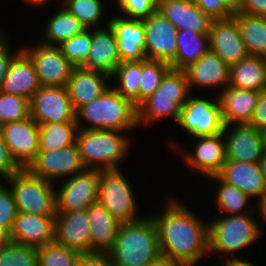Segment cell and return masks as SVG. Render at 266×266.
Masks as SVG:
<instances>
[{
    "label": "cell",
    "instance_id": "6da1fadb",
    "mask_svg": "<svg viewBox=\"0 0 266 266\" xmlns=\"http://www.w3.org/2000/svg\"><path fill=\"white\" fill-rule=\"evenodd\" d=\"M151 216L157 227L161 255L182 266H196L209 255V222H203L175 198Z\"/></svg>",
    "mask_w": 266,
    "mask_h": 266
},
{
    "label": "cell",
    "instance_id": "7a4b0ae2",
    "mask_svg": "<svg viewBox=\"0 0 266 266\" xmlns=\"http://www.w3.org/2000/svg\"><path fill=\"white\" fill-rule=\"evenodd\" d=\"M114 266H146L161 255L152 217L121 223L113 247L107 252Z\"/></svg>",
    "mask_w": 266,
    "mask_h": 266
},
{
    "label": "cell",
    "instance_id": "3957f363",
    "mask_svg": "<svg viewBox=\"0 0 266 266\" xmlns=\"http://www.w3.org/2000/svg\"><path fill=\"white\" fill-rule=\"evenodd\" d=\"M89 123L81 125L82 121ZM78 129L132 131L138 127L137 107L113 87L75 111Z\"/></svg>",
    "mask_w": 266,
    "mask_h": 266
},
{
    "label": "cell",
    "instance_id": "277c9868",
    "mask_svg": "<svg viewBox=\"0 0 266 266\" xmlns=\"http://www.w3.org/2000/svg\"><path fill=\"white\" fill-rule=\"evenodd\" d=\"M125 133L127 132L78 129L76 145L86 169H119V163L131 149L132 142Z\"/></svg>",
    "mask_w": 266,
    "mask_h": 266
},
{
    "label": "cell",
    "instance_id": "5b68a950",
    "mask_svg": "<svg viewBox=\"0 0 266 266\" xmlns=\"http://www.w3.org/2000/svg\"><path fill=\"white\" fill-rule=\"evenodd\" d=\"M190 92L185 71L170 68L158 89L137 107L138 126L170 117L177 123Z\"/></svg>",
    "mask_w": 266,
    "mask_h": 266
},
{
    "label": "cell",
    "instance_id": "8992f818",
    "mask_svg": "<svg viewBox=\"0 0 266 266\" xmlns=\"http://www.w3.org/2000/svg\"><path fill=\"white\" fill-rule=\"evenodd\" d=\"M209 253L220 252L226 255L234 253L247 247L253 241L259 239L262 234V228L258 226L257 218L252 213L220 215L209 223ZM259 236V237H258Z\"/></svg>",
    "mask_w": 266,
    "mask_h": 266
},
{
    "label": "cell",
    "instance_id": "52a82bcc",
    "mask_svg": "<svg viewBox=\"0 0 266 266\" xmlns=\"http://www.w3.org/2000/svg\"><path fill=\"white\" fill-rule=\"evenodd\" d=\"M6 181L13 192L18 212L56 216L54 183L32 174L27 168H20Z\"/></svg>",
    "mask_w": 266,
    "mask_h": 266
},
{
    "label": "cell",
    "instance_id": "ba28073f",
    "mask_svg": "<svg viewBox=\"0 0 266 266\" xmlns=\"http://www.w3.org/2000/svg\"><path fill=\"white\" fill-rule=\"evenodd\" d=\"M131 185L120 168L100 171L98 201L121 223L141 219Z\"/></svg>",
    "mask_w": 266,
    "mask_h": 266
},
{
    "label": "cell",
    "instance_id": "9c48e42d",
    "mask_svg": "<svg viewBox=\"0 0 266 266\" xmlns=\"http://www.w3.org/2000/svg\"><path fill=\"white\" fill-rule=\"evenodd\" d=\"M177 124L194 138L222 134L225 124L218 95L215 101L189 96L181 109Z\"/></svg>",
    "mask_w": 266,
    "mask_h": 266
},
{
    "label": "cell",
    "instance_id": "30bf717a",
    "mask_svg": "<svg viewBox=\"0 0 266 266\" xmlns=\"http://www.w3.org/2000/svg\"><path fill=\"white\" fill-rule=\"evenodd\" d=\"M100 171L85 169L63 180L56 191V211L71 212L87 209L98 201Z\"/></svg>",
    "mask_w": 266,
    "mask_h": 266
},
{
    "label": "cell",
    "instance_id": "8fae6325",
    "mask_svg": "<svg viewBox=\"0 0 266 266\" xmlns=\"http://www.w3.org/2000/svg\"><path fill=\"white\" fill-rule=\"evenodd\" d=\"M34 64L41 86L66 87L75 66L69 62L57 46L42 43L21 47Z\"/></svg>",
    "mask_w": 266,
    "mask_h": 266
},
{
    "label": "cell",
    "instance_id": "7c38bea8",
    "mask_svg": "<svg viewBox=\"0 0 266 266\" xmlns=\"http://www.w3.org/2000/svg\"><path fill=\"white\" fill-rule=\"evenodd\" d=\"M30 116L40 125L75 122V110L66 87L41 86L29 101Z\"/></svg>",
    "mask_w": 266,
    "mask_h": 266
},
{
    "label": "cell",
    "instance_id": "4fadbf2b",
    "mask_svg": "<svg viewBox=\"0 0 266 266\" xmlns=\"http://www.w3.org/2000/svg\"><path fill=\"white\" fill-rule=\"evenodd\" d=\"M27 169L34 175L52 182L68 178L86 169L75 144L48 152H38Z\"/></svg>",
    "mask_w": 266,
    "mask_h": 266
},
{
    "label": "cell",
    "instance_id": "5bb4252c",
    "mask_svg": "<svg viewBox=\"0 0 266 266\" xmlns=\"http://www.w3.org/2000/svg\"><path fill=\"white\" fill-rule=\"evenodd\" d=\"M0 129L13 160L20 168H27L39 152V124L29 116Z\"/></svg>",
    "mask_w": 266,
    "mask_h": 266
},
{
    "label": "cell",
    "instance_id": "9a60e30c",
    "mask_svg": "<svg viewBox=\"0 0 266 266\" xmlns=\"http://www.w3.org/2000/svg\"><path fill=\"white\" fill-rule=\"evenodd\" d=\"M142 21L146 36V58L171 64L177 54V28L158 10Z\"/></svg>",
    "mask_w": 266,
    "mask_h": 266
},
{
    "label": "cell",
    "instance_id": "2e32d148",
    "mask_svg": "<svg viewBox=\"0 0 266 266\" xmlns=\"http://www.w3.org/2000/svg\"><path fill=\"white\" fill-rule=\"evenodd\" d=\"M224 125L226 159L258 164L265 152L259 129L248 123ZM231 129V130H229Z\"/></svg>",
    "mask_w": 266,
    "mask_h": 266
},
{
    "label": "cell",
    "instance_id": "e0dca14e",
    "mask_svg": "<svg viewBox=\"0 0 266 266\" xmlns=\"http://www.w3.org/2000/svg\"><path fill=\"white\" fill-rule=\"evenodd\" d=\"M197 140V141H196ZM192 152L182 150L181 158L192 171L204 174V177L217 175L223 168L226 159L223 134L195 137Z\"/></svg>",
    "mask_w": 266,
    "mask_h": 266
},
{
    "label": "cell",
    "instance_id": "ac0fdd59",
    "mask_svg": "<svg viewBox=\"0 0 266 266\" xmlns=\"http://www.w3.org/2000/svg\"><path fill=\"white\" fill-rule=\"evenodd\" d=\"M209 50L229 66L249 56L236 19L213 20L209 31Z\"/></svg>",
    "mask_w": 266,
    "mask_h": 266
},
{
    "label": "cell",
    "instance_id": "d6986e66",
    "mask_svg": "<svg viewBox=\"0 0 266 266\" xmlns=\"http://www.w3.org/2000/svg\"><path fill=\"white\" fill-rule=\"evenodd\" d=\"M54 241L81 254H90L91 239L87 209L57 212Z\"/></svg>",
    "mask_w": 266,
    "mask_h": 266
},
{
    "label": "cell",
    "instance_id": "ffe728a7",
    "mask_svg": "<svg viewBox=\"0 0 266 266\" xmlns=\"http://www.w3.org/2000/svg\"><path fill=\"white\" fill-rule=\"evenodd\" d=\"M105 23H107L106 27L91 29V48L88 57L80 67L111 76L121 59L118 54L115 32L109 25V20Z\"/></svg>",
    "mask_w": 266,
    "mask_h": 266
},
{
    "label": "cell",
    "instance_id": "44dd1931",
    "mask_svg": "<svg viewBox=\"0 0 266 266\" xmlns=\"http://www.w3.org/2000/svg\"><path fill=\"white\" fill-rule=\"evenodd\" d=\"M55 216L18 212L9 234L10 242L40 248L54 242Z\"/></svg>",
    "mask_w": 266,
    "mask_h": 266
},
{
    "label": "cell",
    "instance_id": "7402d4cb",
    "mask_svg": "<svg viewBox=\"0 0 266 266\" xmlns=\"http://www.w3.org/2000/svg\"><path fill=\"white\" fill-rule=\"evenodd\" d=\"M109 25L115 32L121 62L146 60V36L143 21L120 16L110 17Z\"/></svg>",
    "mask_w": 266,
    "mask_h": 266
},
{
    "label": "cell",
    "instance_id": "603a6c76",
    "mask_svg": "<svg viewBox=\"0 0 266 266\" xmlns=\"http://www.w3.org/2000/svg\"><path fill=\"white\" fill-rule=\"evenodd\" d=\"M157 10L177 30H190L198 34H209L213 20L191 0H158Z\"/></svg>",
    "mask_w": 266,
    "mask_h": 266
},
{
    "label": "cell",
    "instance_id": "cb8c5ba5",
    "mask_svg": "<svg viewBox=\"0 0 266 266\" xmlns=\"http://www.w3.org/2000/svg\"><path fill=\"white\" fill-rule=\"evenodd\" d=\"M190 90L193 87L221 89L223 91L229 84L230 66L218 55L208 50L196 63L184 70ZM193 86V87H192Z\"/></svg>",
    "mask_w": 266,
    "mask_h": 266
},
{
    "label": "cell",
    "instance_id": "d4e9b609",
    "mask_svg": "<svg viewBox=\"0 0 266 266\" xmlns=\"http://www.w3.org/2000/svg\"><path fill=\"white\" fill-rule=\"evenodd\" d=\"M108 79L111 76L106 73L75 67L66 85L74 110L101 96L110 86Z\"/></svg>",
    "mask_w": 266,
    "mask_h": 266
},
{
    "label": "cell",
    "instance_id": "484cf974",
    "mask_svg": "<svg viewBox=\"0 0 266 266\" xmlns=\"http://www.w3.org/2000/svg\"><path fill=\"white\" fill-rule=\"evenodd\" d=\"M249 197H258L257 204L266 194V186L259 165L255 163L226 160L222 170L217 174Z\"/></svg>",
    "mask_w": 266,
    "mask_h": 266
},
{
    "label": "cell",
    "instance_id": "4316f807",
    "mask_svg": "<svg viewBox=\"0 0 266 266\" xmlns=\"http://www.w3.org/2000/svg\"><path fill=\"white\" fill-rule=\"evenodd\" d=\"M40 87L33 62L21 50L13 58L0 91L15 94L30 101Z\"/></svg>",
    "mask_w": 266,
    "mask_h": 266
},
{
    "label": "cell",
    "instance_id": "83f0119b",
    "mask_svg": "<svg viewBox=\"0 0 266 266\" xmlns=\"http://www.w3.org/2000/svg\"><path fill=\"white\" fill-rule=\"evenodd\" d=\"M260 92L227 86L218 93L225 125L249 123Z\"/></svg>",
    "mask_w": 266,
    "mask_h": 266
},
{
    "label": "cell",
    "instance_id": "f1b7e54d",
    "mask_svg": "<svg viewBox=\"0 0 266 266\" xmlns=\"http://www.w3.org/2000/svg\"><path fill=\"white\" fill-rule=\"evenodd\" d=\"M90 226L91 253H107L114 245L121 224L99 202L87 208Z\"/></svg>",
    "mask_w": 266,
    "mask_h": 266
},
{
    "label": "cell",
    "instance_id": "f546056e",
    "mask_svg": "<svg viewBox=\"0 0 266 266\" xmlns=\"http://www.w3.org/2000/svg\"><path fill=\"white\" fill-rule=\"evenodd\" d=\"M228 86L242 90H266V58L252 56L230 66Z\"/></svg>",
    "mask_w": 266,
    "mask_h": 266
},
{
    "label": "cell",
    "instance_id": "4dcf8cb0",
    "mask_svg": "<svg viewBox=\"0 0 266 266\" xmlns=\"http://www.w3.org/2000/svg\"><path fill=\"white\" fill-rule=\"evenodd\" d=\"M177 54L170 64L176 70H185L209 50V35L190 30H178L176 36Z\"/></svg>",
    "mask_w": 266,
    "mask_h": 266
},
{
    "label": "cell",
    "instance_id": "1f68e13d",
    "mask_svg": "<svg viewBox=\"0 0 266 266\" xmlns=\"http://www.w3.org/2000/svg\"><path fill=\"white\" fill-rule=\"evenodd\" d=\"M233 17L249 55L266 58V17L245 15L241 12Z\"/></svg>",
    "mask_w": 266,
    "mask_h": 266
},
{
    "label": "cell",
    "instance_id": "d6a6232c",
    "mask_svg": "<svg viewBox=\"0 0 266 266\" xmlns=\"http://www.w3.org/2000/svg\"><path fill=\"white\" fill-rule=\"evenodd\" d=\"M47 21L46 29L44 30V40L40 43L48 46H59L64 41L72 38L76 34L81 33L86 28L64 7L57 10L56 13Z\"/></svg>",
    "mask_w": 266,
    "mask_h": 266
},
{
    "label": "cell",
    "instance_id": "836d02e7",
    "mask_svg": "<svg viewBox=\"0 0 266 266\" xmlns=\"http://www.w3.org/2000/svg\"><path fill=\"white\" fill-rule=\"evenodd\" d=\"M76 122H52L39 125V152H48L76 143Z\"/></svg>",
    "mask_w": 266,
    "mask_h": 266
},
{
    "label": "cell",
    "instance_id": "e575fe53",
    "mask_svg": "<svg viewBox=\"0 0 266 266\" xmlns=\"http://www.w3.org/2000/svg\"><path fill=\"white\" fill-rule=\"evenodd\" d=\"M142 61L120 62L112 79L118 80V87H113L123 97L130 99L136 107L140 105V84Z\"/></svg>",
    "mask_w": 266,
    "mask_h": 266
},
{
    "label": "cell",
    "instance_id": "d590c367",
    "mask_svg": "<svg viewBox=\"0 0 266 266\" xmlns=\"http://www.w3.org/2000/svg\"><path fill=\"white\" fill-rule=\"evenodd\" d=\"M207 178L211 181H217L218 184L220 183L216 187V193H214L216 194L215 203L216 206L221 209L220 211H224V215L247 214L252 212V208H248L250 211L247 212L246 204L250 197L245 195L244 192L237 187L224 182L218 175L209 176ZM244 207L246 208V212L242 210Z\"/></svg>",
    "mask_w": 266,
    "mask_h": 266
},
{
    "label": "cell",
    "instance_id": "8d00e7d4",
    "mask_svg": "<svg viewBox=\"0 0 266 266\" xmlns=\"http://www.w3.org/2000/svg\"><path fill=\"white\" fill-rule=\"evenodd\" d=\"M103 0H61L70 14L74 15L86 29L100 28L104 13ZM104 12V13H103ZM103 18V19H102Z\"/></svg>",
    "mask_w": 266,
    "mask_h": 266
},
{
    "label": "cell",
    "instance_id": "74e56055",
    "mask_svg": "<svg viewBox=\"0 0 266 266\" xmlns=\"http://www.w3.org/2000/svg\"><path fill=\"white\" fill-rule=\"evenodd\" d=\"M80 256L78 251L54 241L38 248V266H76Z\"/></svg>",
    "mask_w": 266,
    "mask_h": 266
},
{
    "label": "cell",
    "instance_id": "f35d334b",
    "mask_svg": "<svg viewBox=\"0 0 266 266\" xmlns=\"http://www.w3.org/2000/svg\"><path fill=\"white\" fill-rule=\"evenodd\" d=\"M170 68V64L163 61L142 60L140 104L158 89L162 78Z\"/></svg>",
    "mask_w": 266,
    "mask_h": 266
},
{
    "label": "cell",
    "instance_id": "ab89813d",
    "mask_svg": "<svg viewBox=\"0 0 266 266\" xmlns=\"http://www.w3.org/2000/svg\"><path fill=\"white\" fill-rule=\"evenodd\" d=\"M0 266H38V248L10 242L0 247Z\"/></svg>",
    "mask_w": 266,
    "mask_h": 266
},
{
    "label": "cell",
    "instance_id": "60d3db41",
    "mask_svg": "<svg viewBox=\"0 0 266 266\" xmlns=\"http://www.w3.org/2000/svg\"><path fill=\"white\" fill-rule=\"evenodd\" d=\"M30 116L29 100L0 91V126L23 121Z\"/></svg>",
    "mask_w": 266,
    "mask_h": 266
},
{
    "label": "cell",
    "instance_id": "b9f144b4",
    "mask_svg": "<svg viewBox=\"0 0 266 266\" xmlns=\"http://www.w3.org/2000/svg\"><path fill=\"white\" fill-rule=\"evenodd\" d=\"M66 59L80 67L88 57L91 48V29H85L58 46Z\"/></svg>",
    "mask_w": 266,
    "mask_h": 266
},
{
    "label": "cell",
    "instance_id": "7bdbcfd3",
    "mask_svg": "<svg viewBox=\"0 0 266 266\" xmlns=\"http://www.w3.org/2000/svg\"><path fill=\"white\" fill-rule=\"evenodd\" d=\"M116 3L119 12L128 19L148 18L158 8V0H116Z\"/></svg>",
    "mask_w": 266,
    "mask_h": 266
},
{
    "label": "cell",
    "instance_id": "ee69618b",
    "mask_svg": "<svg viewBox=\"0 0 266 266\" xmlns=\"http://www.w3.org/2000/svg\"><path fill=\"white\" fill-rule=\"evenodd\" d=\"M17 213L12 190L0 183V228L8 234L11 232Z\"/></svg>",
    "mask_w": 266,
    "mask_h": 266
},
{
    "label": "cell",
    "instance_id": "f6af8a7d",
    "mask_svg": "<svg viewBox=\"0 0 266 266\" xmlns=\"http://www.w3.org/2000/svg\"><path fill=\"white\" fill-rule=\"evenodd\" d=\"M212 20L227 19L233 14L223 5L222 0H191Z\"/></svg>",
    "mask_w": 266,
    "mask_h": 266
},
{
    "label": "cell",
    "instance_id": "bcb514c9",
    "mask_svg": "<svg viewBox=\"0 0 266 266\" xmlns=\"http://www.w3.org/2000/svg\"><path fill=\"white\" fill-rule=\"evenodd\" d=\"M19 169L20 167L10 155L8 146L4 141L0 129V176L6 180L15 174Z\"/></svg>",
    "mask_w": 266,
    "mask_h": 266
},
{
    "label": "cell",
    "instance_id": "7dc6e473",
    "mask_svg": "<svg viewBox=\"0 0 266 266\" xmlns=\"http://www.w3.org/2000/svg\"><path fill=\"white\" fill-rule=\"evenodd\" d=\"M4 32L0 33V90L3 85V81L5 79V76L8 72L9 66L13 60V58L22 50L20 48L18 51H15L13 53L11 49V46L8 43L7 37H5ZM5 37V38H4Z\"/></svg>",
    "mask_w": 266,
    "mask_h": 266
},
{
    "label": "cell",
    "instance_id": "c3c4849f",
    "mask_svg": "<svg viewBox=\"0 0 266 266\" xmlns=\"http://www.w3.org/2000/svg\"><path fill=\"white\" fill-rule=\"evenodd\" d=\"M248 124L259 130L266 127V90L260 92L258 102Z\"/></svg>",
    "mask_w": 266,
    "mask_h": 266
},
{
    "label": "cell",
    "instance_id": "681fc988",
    "mask_svg": "<svg viewBox=\"0 0 266 266\" xmlns=\"http://www.w3.org/2000/svg\"><path fill=\"white\" fill-rule=\"evenodd\" d=\"M76 266H114L108 253L81 254Z\"/></svg>",
    "mask_w": 266,
    "mask_h": 266
},
{
    "label": "cell",
    "instance_id": "f907efd6",
    "mask_svg": "<svg viewBox=\"0 0 266 266\" xmlns=\"http://www.w3.org/2000/svg\"><path fill=\"white\" fill-rule=\"evenodd\" d=\"M240 12L245 15L266 17V0H243Z\"/></svg>",
    "mask_w": 266,
    "mask_h": 266
},
{
    "label": "cell",
    "instance_id": "816d5d0a",
    "mask_svg": "<svg viewBox=\"0 0 266 266\" xmlns=\"http://www.w3.org/2000/svg\"><path fill=\"white\" fill-rule=\"evenodd\" d=\"M146 266H182V265L175 261H172L166 256L160 255Z\"/></svg>",
    "mask_w": 266,
    "mask_h": 266
},
{
    "label": "cell",
    "instance_id": "f5cc1de1",
    "mask_svg": "<svg viewBox=\"0 0 266 266\" xmlns=\"http://www.w3.org/2000/svg\"><path fill=\"white\" fill-rule=\"evenodd\" d=\"M223 5L234 15L236 13H239L243 0H222Z\"/></svg>",
    "mask_w": 266,
    "mask_h": 266
},
{
    "label": "cell",
    "instance_id": "db71d44e",
    "mask_svg": "<svg viewBox=\"0 0 266 266\" xmlns=\"http://www.w3.org/2000/svg\"><path fill=\"white\" fill-rule=\"evenodd\" d=\"M231 256L229 257V259L226 257L225 261L224 262L225 264L222 266H255L254 263H250L248 261H246V259L243 258H240L239 256L238 257H232L231 259ZM240 258V259H239ZM257 266V265H256Z\"/></svg>",
    "mask_w": 266,
    "mask_h": 266
},
{
    "label": "cell",
    "instance_id": "11a10c76",
    "mask_svg": "<svg viewBox=\"0 0 266 266\" xmlns=\"http://www.w3.org/2000/svg\"><path fill=\"white\" fill-rule=\"evenodd\" d=\"M258 165H259V168H260V171L262 173L264 183L266 186V151L263 153V156L261 157Z\"/></svg>",
    "mask_w": 266,
    "mask_h": 266
},
{
    "label": "cell",
    "instance_id": "9f6ffc18",
    "mask_svg": "<svg viewBox=\"0 0 266 266\" xmlns=\"http://www.w3.org/2000/svg\"><path fill=\"white\" fill-rule=\"evenodd\" d=\"M256 206L257 210L261 213V217H263V220L266 221V194L262 198V200L258 204H256Z\"/></svg>",
    "mask_w": 266,
    "mask_h": 266
},
{
    "label": "cell",
    "instance_id": "6f0895ef",
    "mask_svg": "<svg viewBox=\"0 0 266 266\" xmlns=\"http://www.w3.org/2000/svg\"><path fill=\"white\" fill-rule=\"evenodd\" d=\"M10 243L9 234L0 228V247L6 246Z\"/></svg>",
    "mask_w": 266,
    "mask_h": 266
},
{
    "label": "cell",
    "instance_id": "680465c9",
    "mask_svg": "<svg viewBox=\"0 0 266 266\" xmlns=\"http://www.w3.org/2000/svg\"><path fill=\"white\" fill-rule=\"evenodd\" d=\"M51 0H24V2H27L26 4H31V5H37L39 6L40 4L44 5L45 3H49Z\"/></svg>",
    "mask_w": 266,
    "mask_h": 266
},
{
    "label": "cell",
    "instance_id": "91938a15",
    "mask_svg": "<svg viewBox=\"0 0 266 266\" xmlns=\"http://www.w3.org/2000/svg\"><path fill=\"white\" fill-rule=\"evenodd\" d=\"M264 150L266 151V127L260 130Z\"/></svg>",
    "mask_w": 266,
    "mask_h": 266
}]
</instances>
